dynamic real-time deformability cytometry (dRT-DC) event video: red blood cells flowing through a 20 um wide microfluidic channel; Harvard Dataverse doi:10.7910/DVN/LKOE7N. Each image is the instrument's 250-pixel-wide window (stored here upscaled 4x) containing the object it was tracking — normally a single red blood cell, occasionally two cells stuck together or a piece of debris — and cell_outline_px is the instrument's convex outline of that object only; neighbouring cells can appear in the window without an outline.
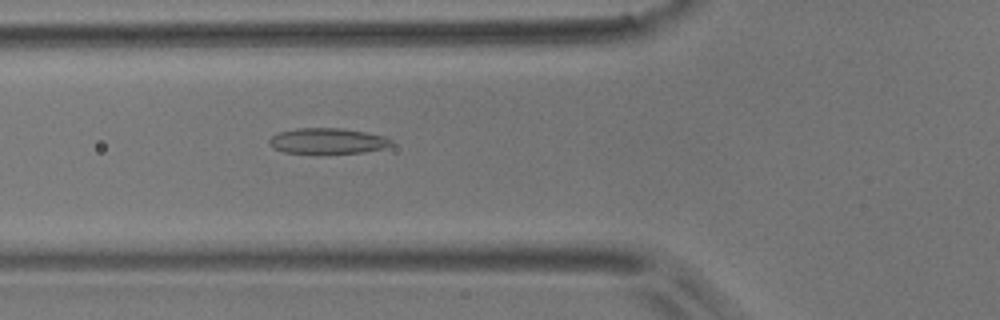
{"species": "common noctule bat (a hibernating species)", "species_latin": "Nyctalus noctula", "temperature_condition": "room temperature", "stored_images_in_passage": 54, "camera_frame_rate_fps": 3000, "um_per_image_px": 0.085, "animal": {"sex": "male", "body_mass_g": 17.9}, "frame": {"image": 1, "passage_image": 19, "time_ms": 6.0, "image_size_px": [1000, 320], "cell_outline_px": [[392, 144], [384, 148], [364, 152], [284, 152], [276, 148], [268, 140], [272, 136], [280, 132], [296, 128], [340, 128], [364, 132], [384, 136], [392, 140]], "centroid_in_image_um": [27.88, 11.96], "position_along_channel_um": 97.9, "area_um2": 17.63}}
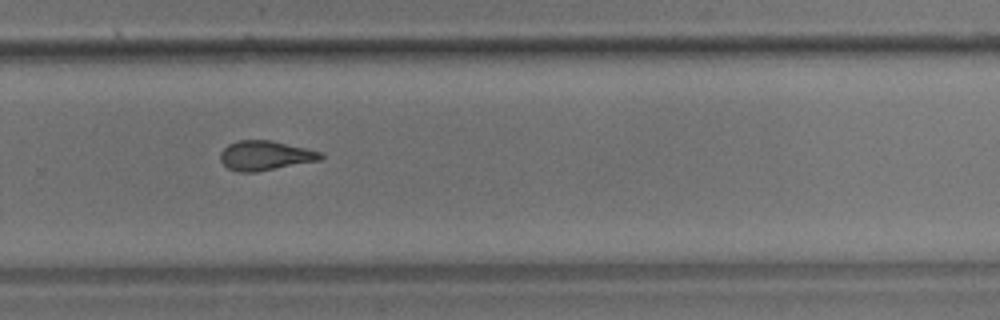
{"frame": {"image": 2, "passage_image": 36, "time_ms": 11.667, "image_size_px": [1000, 320], "cell_outline_px": [[324, 156], [320, 160], [256, 172], [240, 172], [228, 168], [220, 160], [220, 152], [228, 144], [240, 140], [272, 140], [324, 152]], "centroid_in_image_um": [22.56, 13.21], "position_along_channel_um": 307.2, "area_um2": 17.34}}
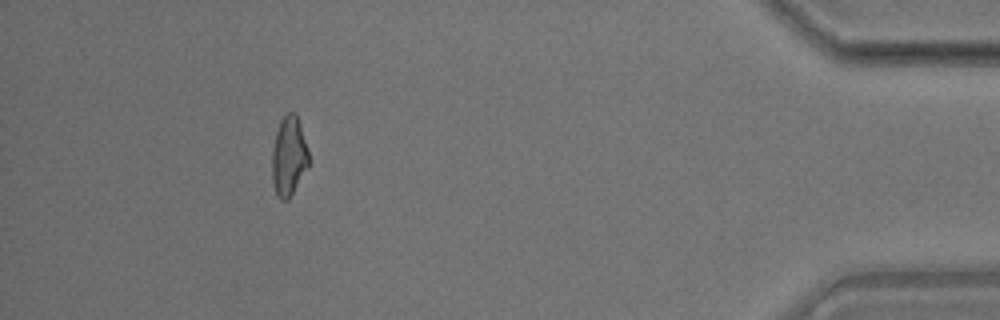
{"frame": {"image": 3, "passage_image": 49, "time_ms": 16.0, "image_size_px": [1000, 320], "cell_outline_px": [[308, 168], [288, 200], [280, 200], [276, 196], [272, 180], [272, 148], [276, 132], [280, 120], [288, 112], [296, 112], [300, 124], [308, 152]], "centroid_in_image_um": [24.53, 13.3], "position_along_channel_um": 410.7, "area_um2": 17.05}, "authors_computed_cell_mechanics": {"area_um2": 17.5134, "velocity_mm_per_s": 3.6984, "shape_relaxation_time_tau1_ms": null, "shape_relaxation_time_tau2_ms": 2.7526, "deformation_change_tau1": null, "deformation_change_tau2": 0.119}}